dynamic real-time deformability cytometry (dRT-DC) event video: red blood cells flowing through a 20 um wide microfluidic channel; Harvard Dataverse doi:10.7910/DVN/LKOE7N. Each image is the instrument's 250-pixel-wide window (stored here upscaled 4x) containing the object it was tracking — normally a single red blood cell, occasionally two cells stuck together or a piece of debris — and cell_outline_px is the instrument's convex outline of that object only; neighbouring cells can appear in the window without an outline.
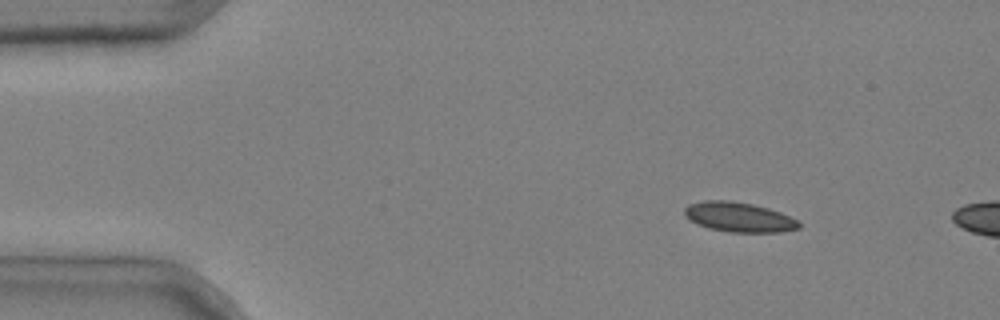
{"species": "common noctule bat (a hibernating species)", "species_latin": "Nyctalus noctula", "temperature_condition": "cold", "stored_images_in_passage": 4, "camera_frame_rate_fps": 3000, "um_per_image_px": 0.085, "animal": {"sex": "male", "body_mass_g": 20.4}, "frame": {"image": 1, "passage_image": 2, "time_ms": 0.333, "image_size_px": [1000, 320], "cell_outline_px": [[800, 228], [780, 232], [728, 232], [708, 228], [696, 224], [688, 220], [684, 216], [684, 208], [688, 204], [704, 200], [728, 200], [752, 204], [768, 208], [780, 212], [796, 220], [800, 224]], "centroid_in_image_um": [62.74, 18.45], "position_along_channel_um": 22.3, "area_um2": 19.94}}